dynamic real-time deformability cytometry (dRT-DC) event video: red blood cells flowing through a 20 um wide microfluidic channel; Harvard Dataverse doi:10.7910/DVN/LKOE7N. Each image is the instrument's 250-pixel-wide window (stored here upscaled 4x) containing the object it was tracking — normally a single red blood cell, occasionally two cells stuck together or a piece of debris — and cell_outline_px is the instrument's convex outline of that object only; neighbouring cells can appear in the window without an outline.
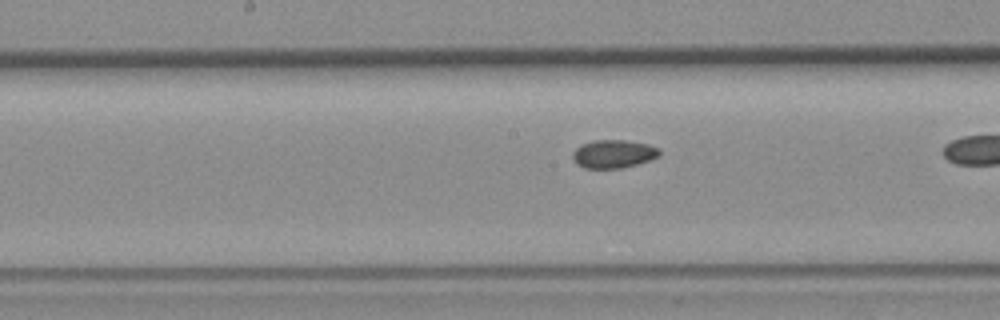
{"species": "common noctule bat (a hibernating species)", "species_latin": "Nyctalus noctula", "temperature_condition": "room temperature", "stored_images_in_passage": 33, "camera_frame_rate_fps": 3000, "um_per_image_px": 0.085, "animal": {"sex": "female", "body_mass_g": 19.3, "forearm_length_mm": 54.1}, "frame": {"image": 1, "passage_image": 19, "time_ms": 6.0, "image_size_px": [1000, 320], "cell_outline_px": [[660, 156], [636, 164], [620, 168], [584, 168], [576, 164], [572, 156], [572, 152], [580, 144], [592, 140], [624, 140], [648, 144], [660, 148]], "centroid_in_image_um": [52.12, 13.07], "position_along_channel_um": 196.1, "area_um2": 14.33}}